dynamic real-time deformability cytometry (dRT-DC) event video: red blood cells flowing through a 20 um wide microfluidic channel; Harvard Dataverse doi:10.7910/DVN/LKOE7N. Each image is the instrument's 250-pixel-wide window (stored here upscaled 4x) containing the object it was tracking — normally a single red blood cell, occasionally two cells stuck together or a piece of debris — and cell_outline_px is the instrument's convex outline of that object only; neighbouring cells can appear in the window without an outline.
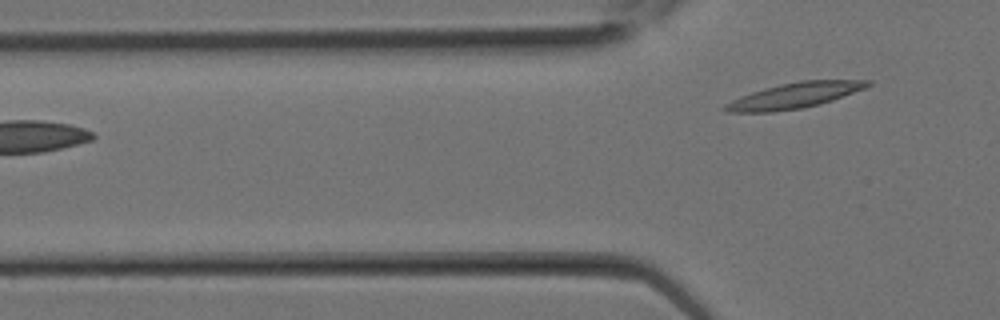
{"species": "Egyptian fruit bat (a non-hibernating species)", "species_latin": "Rousettus aegyptiacus", "temperature_condition": "room temperature", "stored_images_in_passage": 11, "segment_of_instrument_passage": [2, 2], "camera_frame_rate_fps": 3000, "um_per_image_px": 0.085, "animal": {"sex": "female"}, "frame": {"image": 1, "passage_image": 11, "time_ms": 3.333, "image_size_px": [1000, 320], "cell_outline_px": [[872, 84], [864, 88], [832, 100], [820, 104], [804, 108], [772, 112], [724, 112], [720, 108], [724, 104], [740, 96], [764, 88], [780, 84], [800, 80], [872, 80]], "centroid_in_image_um": [67.48, 8.12], "position_along_channel_um": 58.3, "area_um2": 21.27}}